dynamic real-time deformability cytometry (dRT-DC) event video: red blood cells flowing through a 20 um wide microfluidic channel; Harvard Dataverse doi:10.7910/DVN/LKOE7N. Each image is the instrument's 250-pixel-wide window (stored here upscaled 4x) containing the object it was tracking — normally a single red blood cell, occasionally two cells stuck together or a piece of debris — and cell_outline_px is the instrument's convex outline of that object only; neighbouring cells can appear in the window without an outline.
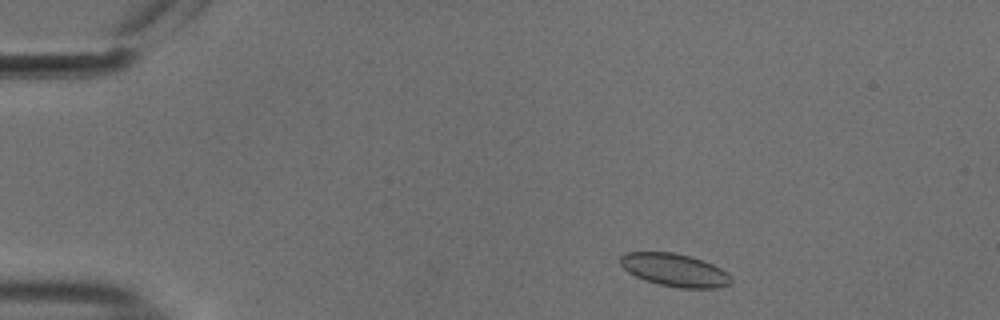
{"species": "common noctule bat (a hibernating species)", "species_latin": "Nyctalus noctula", "temperature_condition": "cold", "stored_images_in_passage": 49, "camera_frame_rate_fps": 3000, "um_per_image_px": 0.085, "animal": {"sex": "male", "body_mass_g": 18.8}, "frame": {"image": 1, "passage_image": 4, "time_ms": 1.0, "image_size_px": [1000, 320], "cell_outline_px": [[732, 284], [720, 288], [680, 288], [660, 284], [644, 280], [628, 272], [620, 264], [620, 256], [628, 252], [672, 252], [692, 256], [704, 260], [720, 268], [732, 280]], "centroid_in_image_um": [57.35, 22.95], "position_along_channel_um": 27.7, "area_um2": 21.21}}
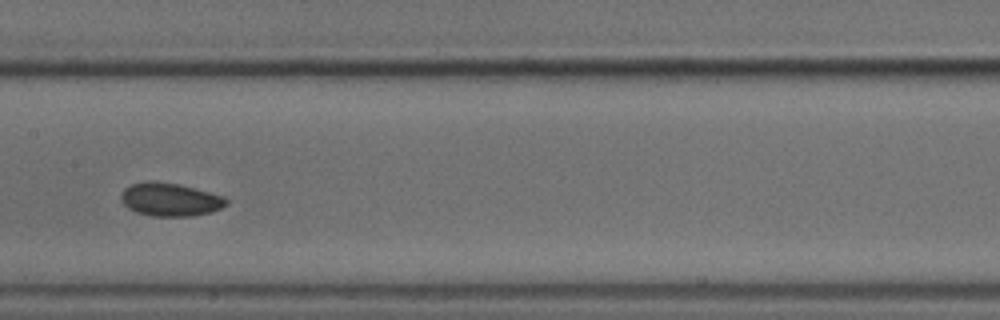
{"frame": {"image": 2, "passage_image": 23, "time_ms": 7.333, "image_size_px": [1000, 320], "cell_outline_px": [[228, 204], [220, 208], [208, 212], [192, 216], [152, 216], [136, 212], [128, 208], [120, 200], [120, 196], [124, 188], [132, 184], [148, 180], [176, 184], [224, 196], [228, 200]], "centroid_in_image_um": [14.42, 16.96], "position_along_channel_um": 193.0, "area_um2": 20.17}}
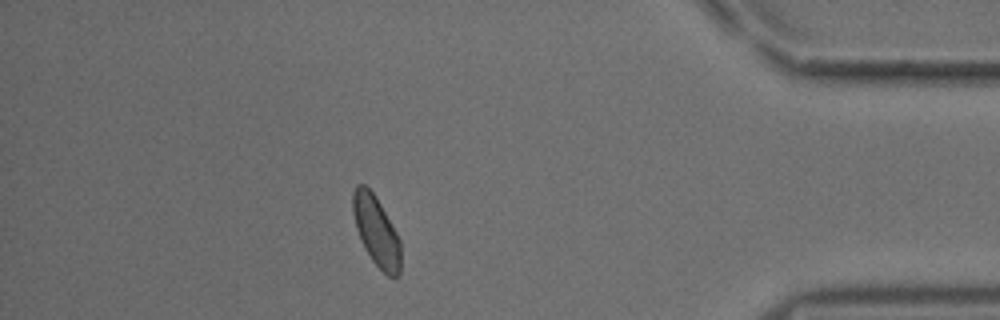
{"frame": {"image": 3, "passage_image": 43, "time_ms": 14.0, "image_size_px": [1000, 320], "cell_outline_px": [[400, 276], [388, 276], [372, 260], [364, 248], [360, 240], [356, 228], [352, 212], [352, 192], [356, 184], [364, 184], [372, 192], [380, 204], [396, 232], [400, 240]], "centroid_in_image_um": [31.96, 19.63], "position_along_channel_um": 403.2, "area_um2": 19.36}, "authors_computed_cell_mechanics": {"area_um2": 19.8832, "velocity_mm_per_s": 3.7165, "shape_relaxation_time_tau1_ms": 2.3386, "shape_relaxation_time_tau2_ms": null, "deformation_change_tau1": 0.0591, "deformation_change_tau2": null}}